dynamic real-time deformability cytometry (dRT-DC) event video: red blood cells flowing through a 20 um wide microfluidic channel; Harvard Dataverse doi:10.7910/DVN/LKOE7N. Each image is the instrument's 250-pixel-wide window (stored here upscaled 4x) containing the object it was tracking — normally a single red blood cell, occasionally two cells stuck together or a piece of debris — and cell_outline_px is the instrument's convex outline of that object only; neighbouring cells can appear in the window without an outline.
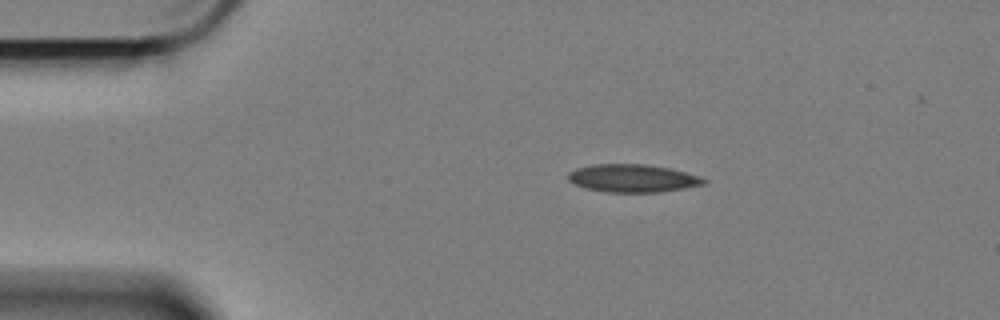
{"species": "Egyptian fruit bat (a non-hibernating species)", "species_latin": "Rousettus aegyptiacus", "temperature_condition": "cold", "stored_images_in_passage": 49, "camera_frame_rate_fps": 3000, "um_per_image_px": 0.085, "animal": {"sex": "female"}, "frame": {"image": 1, "passage_image": 1, "time_ms": 0.0, "image_size_px": [1000, 320], "cell_outline_px": [[708, 184], [660, 192], [608, 192], [588, 188], [576, 184], [568, 180], [568, 172], [576, 168], [592, 164], [644, 164], [668, 168], [700, 176], [708, 180]], "centroid_in_image_um": [53.81, 15.15], "position_along_channel_um": 31.2, "area_um2": 21.96}}
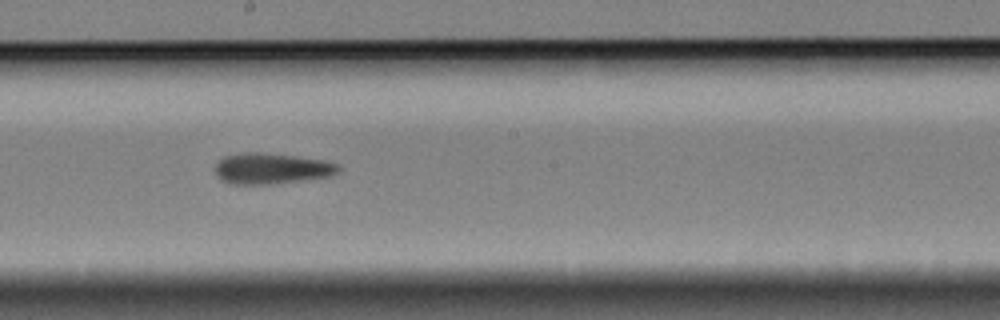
{"frame": {"image": 2, "passage_image": 22, "time_ms": 7.0, "image_size_px": [1000, 320], "cell_outline_px": [[340, 168], [332, 176], [268, 184], [232, 184], [220, 180], [216, 176], [216, 164], [224, 156], [240, 152], [260, 152], [324, 160], [336, 164]], "centroid_in_image_um": [23.02, 14.32], "position_along_channel_um": 225.2, "area_um2": 21.96}}
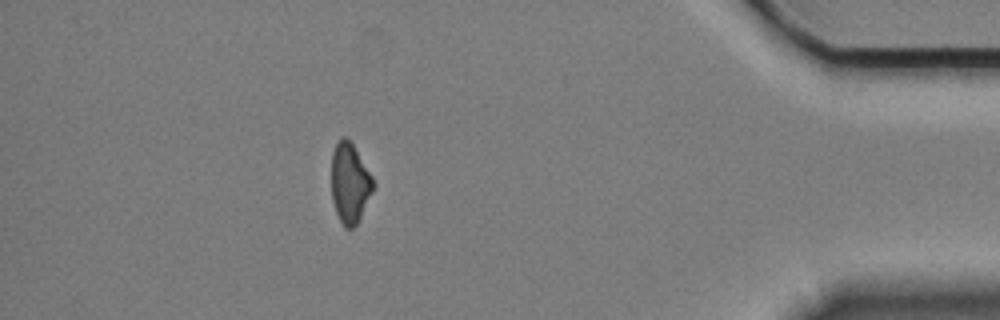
{"frame": {"image": 3, "passage_image": 42, "time_ms": 13.667, "image_size_px": [1000, 320], "cell_outline_px": [[376, 184], [356, 224], [352, 228], [344, 228], [336, 212], [332, 200], [332, 152], [340, 136], [344, 136], [352, 144], [372, 176]], "centroid_in_image_um": [29.73, 15.56], "position_along_channel_um": 405.5, "area_um2": 19.19}, "authors_computed_cell_mechanics": {"area_um2": 21.5016, "velocity_mm_per_s": 3.4066, "shape_relaxation_time_tau1_ms": 6.8774, "shape_relaxation_time_tau2_ms": 7.0837, "deformation_change_tau1": 0.1504, "deformation_change_tau2": 0.1751}}